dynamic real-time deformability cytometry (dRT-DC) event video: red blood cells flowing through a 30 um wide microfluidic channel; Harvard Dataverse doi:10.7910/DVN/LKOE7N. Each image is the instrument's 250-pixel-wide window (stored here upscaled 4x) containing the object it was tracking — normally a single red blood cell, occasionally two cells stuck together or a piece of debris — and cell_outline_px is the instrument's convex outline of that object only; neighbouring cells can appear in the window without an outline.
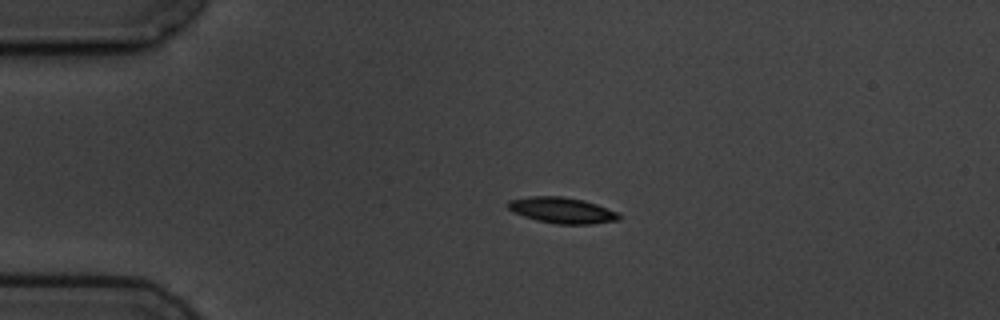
{"species": "common noctule bat (a hibernating species)", "species_latin": "Nyctalus noctula", "temperature_condition": "cold", "stored_images_in_passage": 14, "camera_frame_rate_fps": 3000, "um_per_image_px": 0.085, "animal": {"sex": "male", "body_mass_g": 19.5, "forearm_length_mm": 54.6}, "frame": {"image": 1, "passage_image": 3, "time_ms": 2.333, "image_size_px": [1000, 320], "cell_outline_px": [[620, 220], [592, 224], [556, 224], [536, 220], [512, 212], [508, 208], [508, 200], [528, 196], [564, 196], [584, 200], [596, 204], [616, 212], [620, 216]], "centroid_in_image_um": [47.74, 17.87], "position_along_channel_um": 37.3, "area_um2": 16.82}}
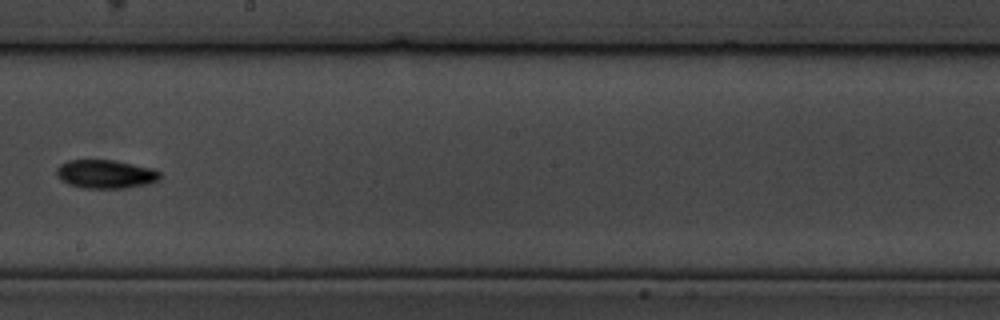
{"frame": {"image": 2, "passage_image": 8, "time_ms": 9.0, "image_size_px": [1000, 320], "cell_outline_px": [[160, 180], [148, 184], [124, 188], [84, 188], [68, 184], [60, 180], [56, 176], [56, 168], [60, 164], [68, 160], [116, 160], [152, 168], [160, 172]], "centroid_in_image_um": [8.96, 14.79], "position_along_channel_um": 239.2, "area_um2": 17.4}}
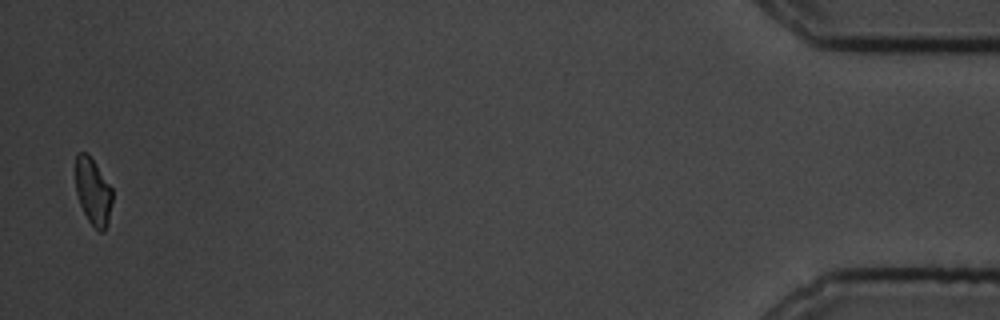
{"frame": {"image": 3, "passage_image": 14, "time_ms": 16.667, "image_size_px": [1000, 320], "cell_outline_px": [[112, 200], [108, 224], [104, 232], [100, 232], [88, 220], [80, 204], [76, 192], [76, 152], [88, 152], [112, 188]], "centroid_in_image_um": [7.91, 16.27], "position_along_channel_um": 427.3, "area_um2": 14.33}, "authors_computed_cell_mechanics": {"area_um2": 16.184, "velocity_mm_per_s": 3.5824, "shape_relaxation_time_tau1_ms": 3.9712, "shape_relaxation_time_tau2_ms": 6.5055, "deformation_change_tau1": 0.1146, "deformation_change_tau2": 0.1152}}